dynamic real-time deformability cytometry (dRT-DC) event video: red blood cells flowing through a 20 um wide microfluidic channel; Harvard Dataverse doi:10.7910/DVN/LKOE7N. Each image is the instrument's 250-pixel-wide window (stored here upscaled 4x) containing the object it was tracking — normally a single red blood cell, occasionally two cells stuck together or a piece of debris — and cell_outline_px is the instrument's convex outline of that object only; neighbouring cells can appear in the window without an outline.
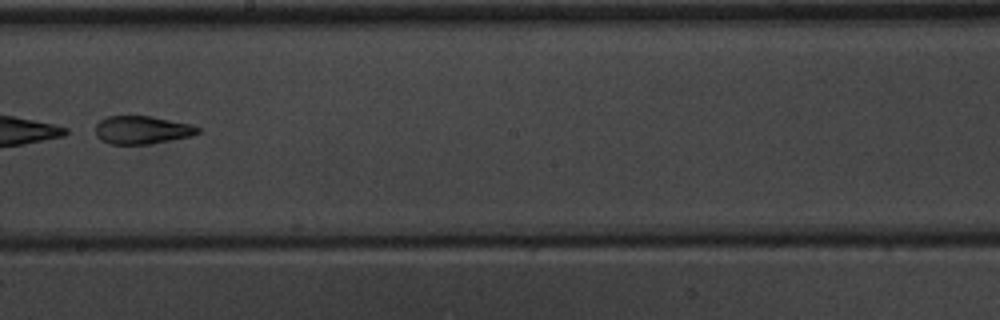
{"species": "common noctule bat (a hibernating species)", "species_latin": "Nyctalus noctula", "temperature_condition": "warm", "stored_images_in_passage": 9, "camera_frame_rate_fps": 3000, "um_per_image_px": 0.085, "animal": {"sex": "male", "body_mass_g": 20.1, "forearm_length_mm": 53.5}, "frame": {"image": 1, "passage_image": 9, "time_ms": 11.0, "image_size_px": [1000, 320], "cell_outline_px": [[200, 132], [192, 136], [148, 144], [112, 144], [100, 140], [96, 136], [96, 124], [100, 120], [108, 116], [148, 116], [192, 124], [200, 128]], "centroid_in_image_um": [12.07, 11.05], "position_along_channel_um": 236.1, "area_um2": 16.7}}